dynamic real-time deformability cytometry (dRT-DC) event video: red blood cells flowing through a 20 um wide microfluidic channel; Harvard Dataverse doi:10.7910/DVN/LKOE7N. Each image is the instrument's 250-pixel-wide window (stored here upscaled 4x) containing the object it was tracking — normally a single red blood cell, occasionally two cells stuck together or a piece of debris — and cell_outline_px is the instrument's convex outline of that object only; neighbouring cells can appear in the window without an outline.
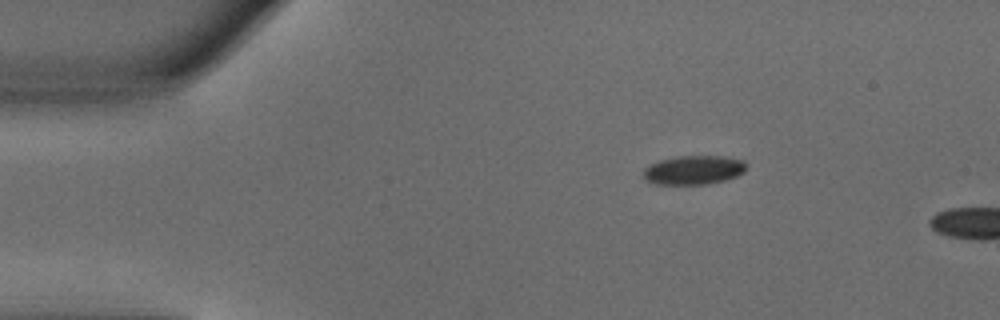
{"species": "common noctule bat (a hibernating species)", "species_latin": "Nyctalus noctula", "temperature_condition": "warm", "stored_images_in_passage": 3, "camera_frame_rate_fps": 3000, "um_per_image_px": 0.085, "animal": {"sex": "male", "body_mass_g": 18.8}, "frame": {"image": 1, "passage_image": 1, "time_ms": 0.0, "image_size_px": [1000, 320], "cell_outline_px": [[744, 172], [736, 176], [724, 180], [704, 184], [656, 184], [648, 180], [644, 176], [644, 168], [660, 160], [676, 156], [724, 156], [744, 160]], "centroid_in_image_um": [58.97, 14.44], "position_along_channel_um": 26.0, "area_um2": 17.11}}